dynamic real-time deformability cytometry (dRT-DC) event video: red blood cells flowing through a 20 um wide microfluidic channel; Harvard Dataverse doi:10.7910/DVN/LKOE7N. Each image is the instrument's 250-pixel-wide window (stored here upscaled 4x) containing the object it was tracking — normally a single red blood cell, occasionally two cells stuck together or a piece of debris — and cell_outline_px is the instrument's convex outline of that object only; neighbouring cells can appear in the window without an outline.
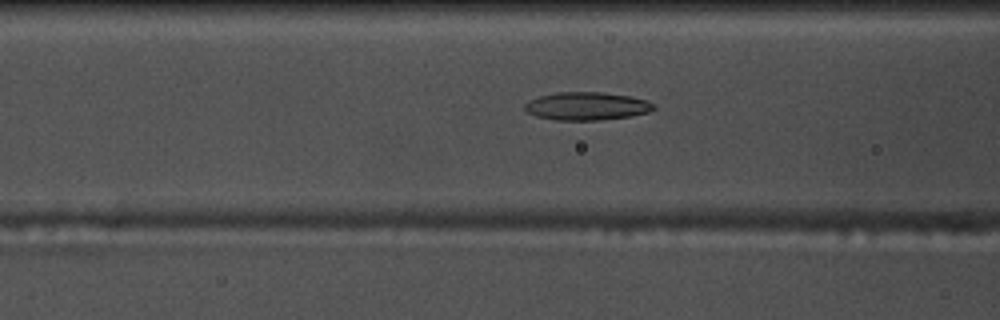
{"species": "common noctule bat (a hibernating species)", "species_latin": "Nyctalus noctula", "temperature_condition": "warm", "stored_images_in_passage": 38, "camera_frame_rate_fps": 3000, "um_per_image_px": 0.085, "animal": {"sex": "male", "body_mass_g": 17.5, "forearm_length_mm": 52.3}, "frame": {"image": 1, "passage_image": 14, "time_ms": 4.333, "image_size_px": [1000, 320], "cell_outline_px": [[656, 108], [648, 112], [628, 116], [600, 120], [556, 120], [536, 116], [528, 112], [524, 108], [524, 104], [540, 96], [556, 92], [604, 92], [628, 96], [648, 100]], "centroid_in_image_um": [49.87, 9.02], "position_along_channel_um": 116.7, "area_um2": 20.87}}
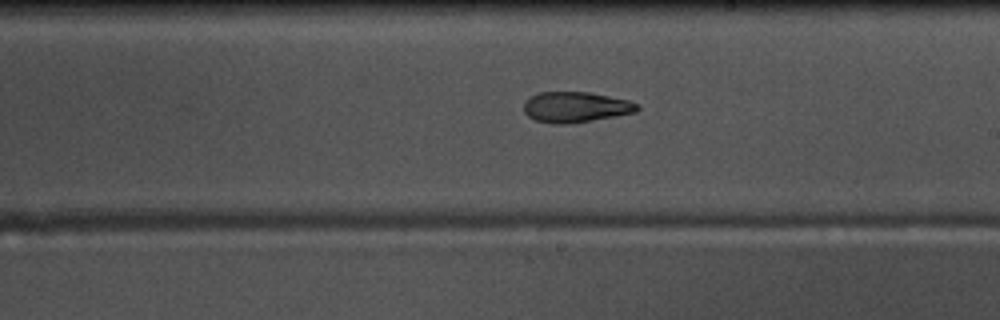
{"frame": {"image": 2, "passage_image": 24, "time_ms": 7.667, "image_size_px": [1000, 320], "cell_outline_px": [[640, 108], [636, 112], [592, 120], [568, 124], [552, 124], [536, 120], [528, 116], [524, 112], [524, 100], [528, 96], [536, 92], [588, 92], [628, 100], [636, 104]], "centroid_in_image_um": [48.86, 9.1], "position_along_channel_um": 240.1, "area_um2": 20.23}}
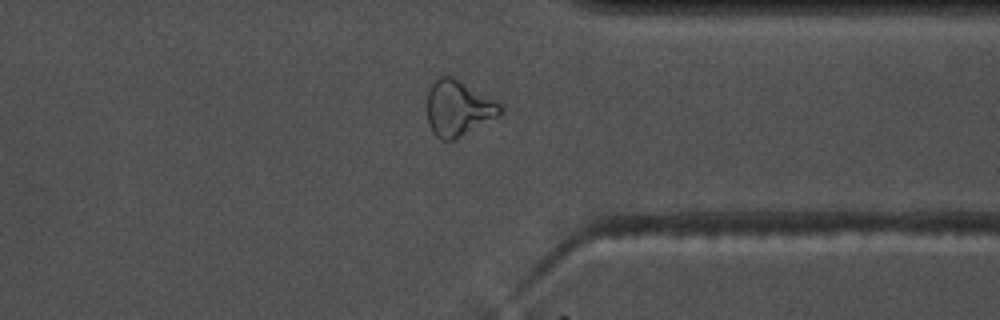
{"frame": {"image": 3, "passage_image": 35, "time_ms": 11.333, "image_size_px": [1000, 320], "cell_outline_px": [[504, 112], [500, 116], [456, 140], [440, 140], [432, 132], [428, 124], [428, 88], [436, 76], [452, 76], [460, 80], [504, 104]], "centroid_in_image_um": [38.99, 9.2], "position_along_channel_um": 372.4, "area_um2": 24.45}}